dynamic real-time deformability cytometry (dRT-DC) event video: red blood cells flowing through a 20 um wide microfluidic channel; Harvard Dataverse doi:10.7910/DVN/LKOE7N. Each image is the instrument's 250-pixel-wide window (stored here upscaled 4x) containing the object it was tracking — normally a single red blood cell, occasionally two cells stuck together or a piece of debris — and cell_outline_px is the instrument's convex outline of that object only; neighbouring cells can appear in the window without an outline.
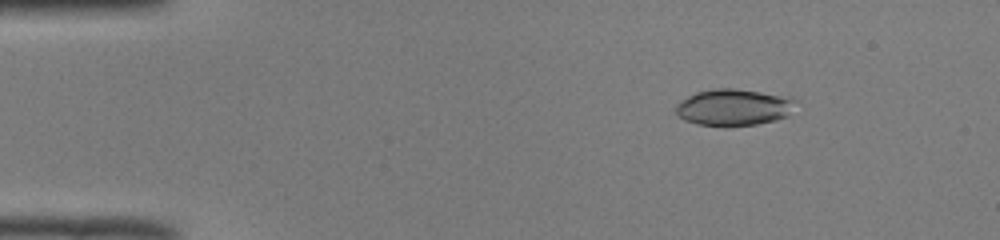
{"species": "common noctule bat (a hibernating species)", "species_latin": "Nyctalus noctula", "temperature_condition": "room temperature", "stored_images_in_passage": 51, "camera_frame_rate_fps": 3000, "um_per_image_px": 0.085, "animal": {"sex": "male", "body_mass_g": 19.0, "forearm_length_mm": 50.8}, "frame": {"image": 1, "passage_image": 7, "time_ms": 2.0, "image_size_px": [1000, 240], "cell_outline_px": [[796, 100], [788, 116], [756, 124], [696, 124], [684, 120], [676, 116], [676, 104], [688, 96], [696, 92], [712, 88], [736, 88], [760, 92]], "centroid_in_image_um": [62.28, 9.09], "position_along_channel_um": 22.7, "area_um2": 24.8}}
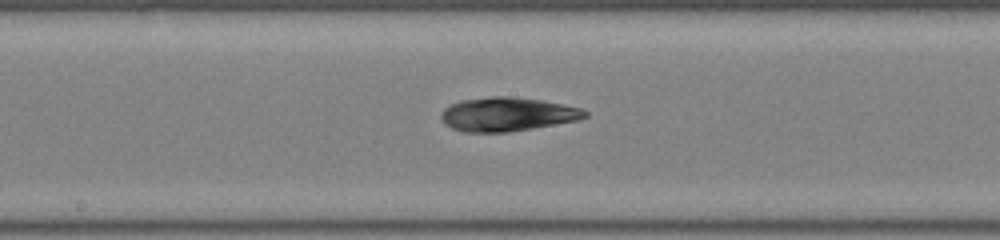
{"frame": {"image": 2, "passage_image": 27, "time_ms": 8.667, "image_size_px": [1000, 240], "cell_outline_px": [[588, 116], [576, 120], [532, 128], [508, 132], [464, 132], [452, 128], [444, 124], [440, 116], [444, 108], [460, 100], [492, 96], [508, 96], [540, 100], [580, 108], [588, 112]], "centroid_in_image_um": [43.07, 9.71], "position_along_channel_um": 205.1, "area_um2": 28.09}}
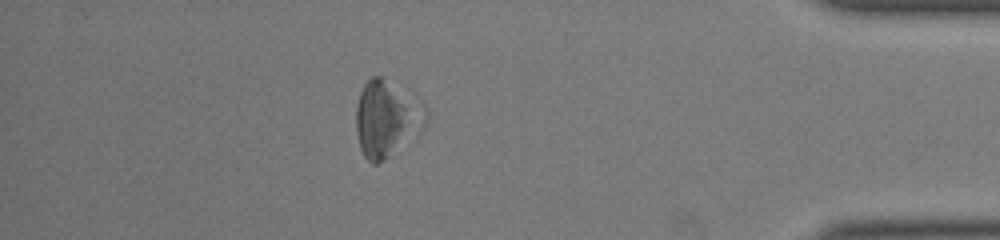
{"frame": {"image": 3, "passage_image": 45, "time_ms": 14.667, "image_size_px": [1000, 240], "cell_outline_px": [[428, 120], [420, 132], [376, 164], [372, 164], [364, 156], [360, 148], [356, 132], [356, 108], [360, 92], [364, 84], [372, 76], [384, 76], [424, 104], [428, 108]], "centroid_in_image_um": [32.87, 10.04], "position_along_channel_um": 402.3, "area_um2": 31.04}}